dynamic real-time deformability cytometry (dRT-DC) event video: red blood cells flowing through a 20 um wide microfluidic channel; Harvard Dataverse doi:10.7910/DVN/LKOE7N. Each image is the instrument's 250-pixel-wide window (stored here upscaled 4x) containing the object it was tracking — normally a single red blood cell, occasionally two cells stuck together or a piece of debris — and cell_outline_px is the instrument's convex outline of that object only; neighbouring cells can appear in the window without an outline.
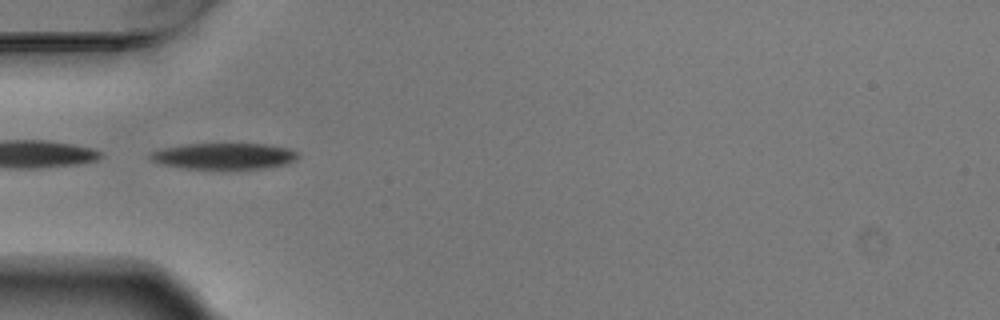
{"species": "Egyptian fruit bat (a non-hibernating species)", "species_latin": "Rousettus aegyptiacus", "temperature_condition": "warm", "stored_images_in_passage": 4, "camera_frame_rate_fps": 3000, "um_per_image_px": 0.085, "animal": {"sex": "male"}, "frame": {"image": 1, "passage_image": 3, "time_ms": 0.667, "image_size_px": [1000, 320], "cell_outline_px": [[300, 156], [296, 160], [288, 164], [264, 168], [184, 168], [160, 164], [152, 160], [148, 156], [148, 152], [160, 148], [184, 144], [264, 144], [288, 148], [296, 152]], "centroid_in_image_um": [19.01, 13.26], "position_along_channel_um": 66.0, "area_um2": 22.54}}
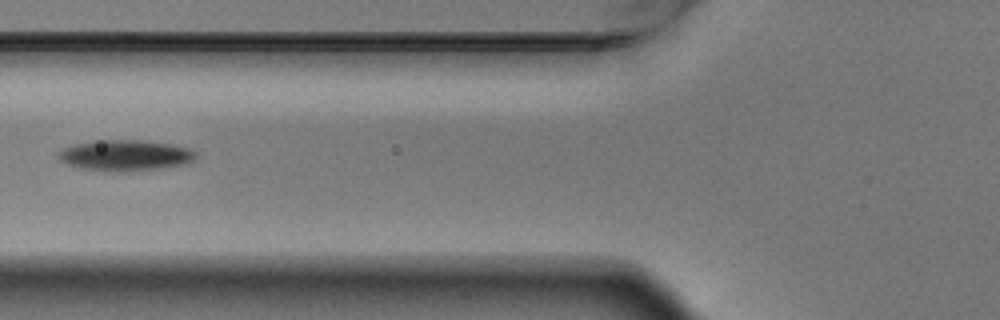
{"frame": {"image": 2, "passage_image": 4, "time_ms": 1.0, "image_size_px": [1000, 320], "cell_outline_px": [[196, 156], [188, 164], [160, 168], [128, 172], [108, 172], [80, 168], [68, 164], [60, 156], [60, 152], [64, 148], [76, 144], [100, 140], [144, 140], [172, 144], [188, 148], [196, 152]], "centroid_in_image_um": [10.72, 13.22], "position_along_channel_um": 115.1, "area_um2": 24.62}}